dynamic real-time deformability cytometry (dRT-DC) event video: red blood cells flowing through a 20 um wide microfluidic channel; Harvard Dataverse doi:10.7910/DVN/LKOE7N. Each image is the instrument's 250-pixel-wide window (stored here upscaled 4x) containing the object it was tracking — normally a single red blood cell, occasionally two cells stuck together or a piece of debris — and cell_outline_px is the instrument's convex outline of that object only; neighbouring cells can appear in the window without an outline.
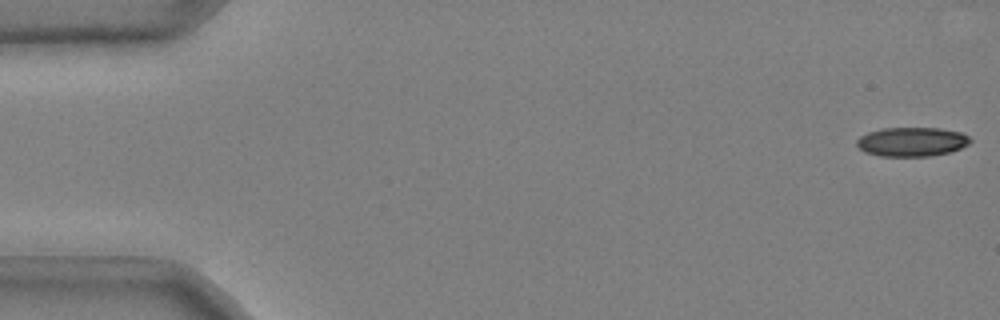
{"species": "common noctule bat (a hibernating species)", "species_latin": "Nyctalus noctula", "temperature_condition": "cold", "stored_images_in_passage": 50, "camera_frame_rate_fps": 3000, "um_per_image_px": 0.085, "animal": {"sex": "male", "body_mass_g": 20.4}, "frame": {"image": 1, "passage_image": 1, "time_ms": 0.0, "image_size_px": [1000, 320], "cell_outline_px": [[972, 140], [968, 144], [960, 148], [948, 152], [928, 156], [880, 156], [864, 152], [856, 144], [856, 140], [860, 136], [868, 132], [884, 128], [940, 128], [960, 132], [968, 136]], "centroid_in_image_um": [77.48, 12.05], "position_along_channel_um": 7.5, "area_um2": 19.19}}
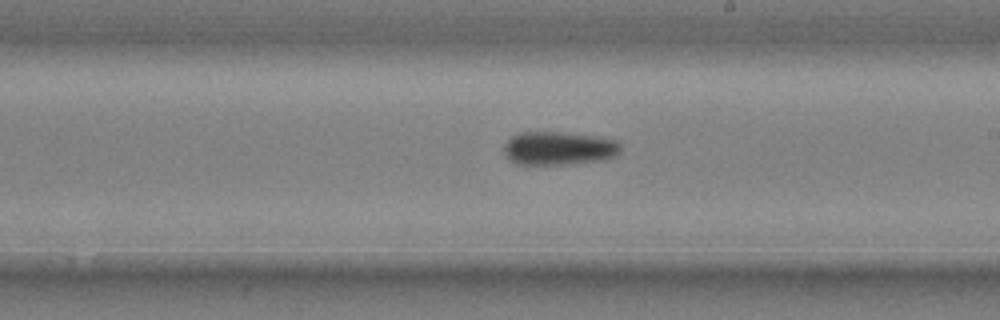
{"frame": {"image": 2, "passage_image": 31, "time_ms": 10.0, "image_size_px": [1000, 320], "cell_outline_px": [[620, 152], [616, 156], [608, 160], [564, 164], [516, 164], [504, 152], [504, 144], [512, 136], [520, 132], [560, 132], [592, 136], [616, 140], [620, 144]], "centroid_in_image_um": [47.53, 12.61], "position_along_channel_um": 241.5, "area_um2": 22.66}}
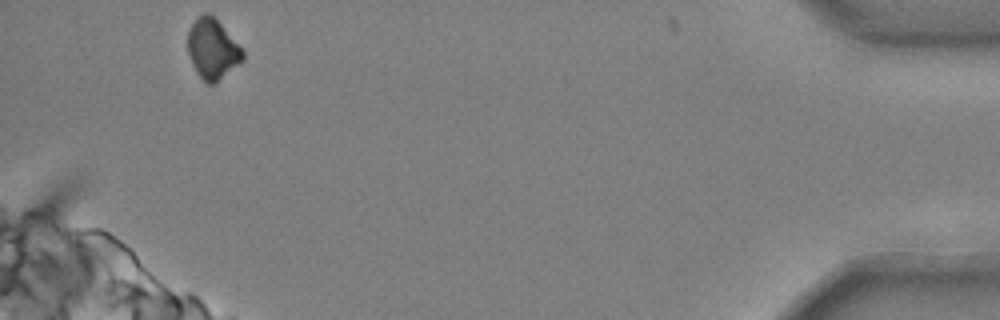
{"frame": {"image": 3, "passage_image": 50, "time_ms": 16.333, "image_size_px": [1000, 320], "cell_outline_px": [[244, 60], [216, 84], [208, 84], [196, 72], [192, 64], [188, 52], [188, 32], [196, 16], [204, 12], [208, 12], [220, 24], [244, 52]], "centroid_in_image_um": [18.05, 4.19], "position_along_channel_um": 417.1, "area_um2": 19.13}, "authors_computed_cell_mechanics": {"area_um2": 21.3282, "velocity_mm_per_s": 3.7053, "shape_relaxation_time_tau1_ms": 1.9328, "shape_relaxation_time_tau2_ms": null, "deformation_change_tau1": 0.1044, "deformation_change_tau2": null}}